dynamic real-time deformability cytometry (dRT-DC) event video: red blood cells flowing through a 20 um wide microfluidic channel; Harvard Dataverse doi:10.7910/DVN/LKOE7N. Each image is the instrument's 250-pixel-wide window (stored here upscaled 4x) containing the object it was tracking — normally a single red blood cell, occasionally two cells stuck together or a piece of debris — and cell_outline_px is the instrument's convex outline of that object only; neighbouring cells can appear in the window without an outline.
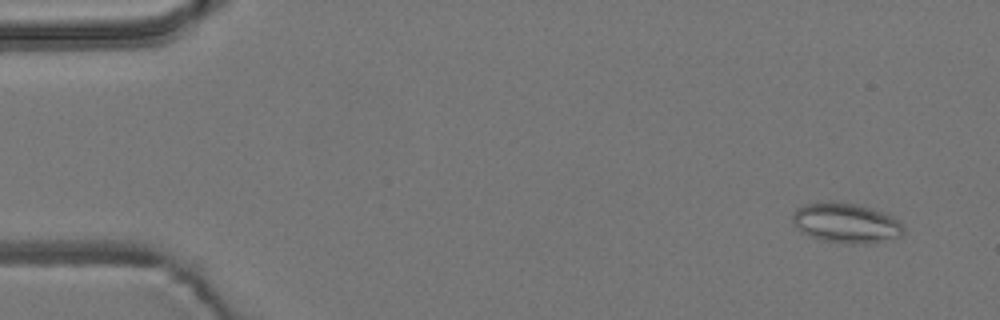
{"species": "common noctule bat (a hibernating species)", "species_latin": "Nyctalus noctula", "temperature_condition": "room temperature", "stored_images_in_passage": 55, "camera_frame_rate_fps": 3000, "um_per_image_px": 0.085, "animal": {"sex": "male", "body_mass_g": 19.2, "forearm_length_mm": 51.8}, "frame": {"image": 1, "passage_image": 3, "time_ms": 0.667, "image_size_px": [1000, 320], "cell_outline_px": [[904, 232], [900, 236], [868, 244], [848, 244], [820, 240], [808, 236], [800, 232], [792, 224], [792, 212], [796, 208], [804, 204], [828, 200], [832, 200], [856, 204], [872, 208], [904, 224]], "centroid_in_image_um": [71.82, 18.95], "position_along_channel_um": 13.2, "area_um2": 26.24}}
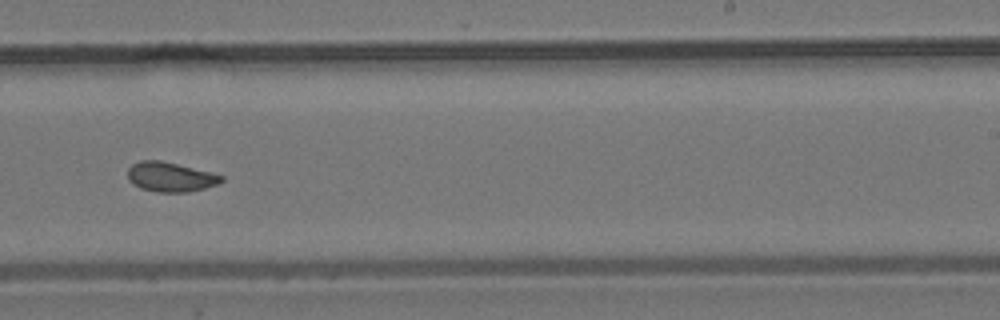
{"frame": {"image": 2, "passage_image": 34, "time_ms": 11.0, "image_size_px": [1000, 320], "cell_outline_px": [[224, 180], [216, 184], [204, 188], [188, 192], [156, 192], [140, 188], [132, 184], [128, 180], [128, 168], [132, 164], [140, 160], [160, 160], [212, 172], [224, 176]], "centroid_in_image_um": [14.46, 15.04], "position_along_channel_um": 274.5, "area_um2": 16.24}}
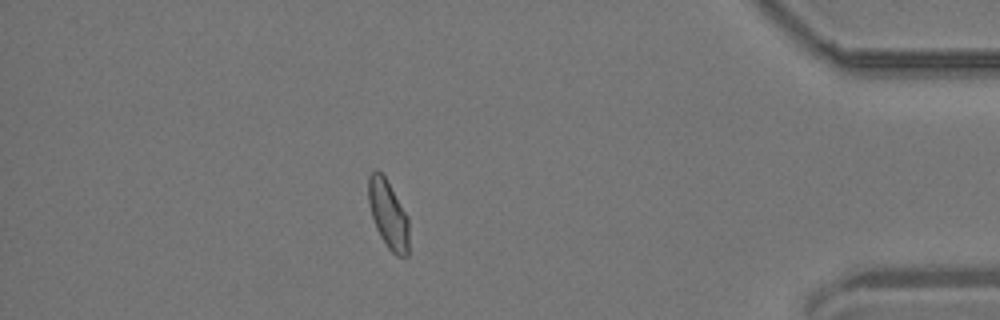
{"frame": {"image": 3, "passage_image": 48, "time_ms": 15.667, "image_size_px": [1000, 320], "cell_outline_px": [[408, 256], [396, 256], [388, 248], [380, 236], [376, 228], [372, 216], [368, 200], [368, 176], [376, 168], [384, 176], [408, 216]], "centroid_in_image_um": [32.99, 18.22], "position_along_channel_um": 402.2, "area_um2": 16.01}, "authors_computed_cell_mechanics": {"area_um2": 16.3574, "velocity_mm_per_s": 3.7054, "shape_relaxation_time_tau1_ms": null, "shape_relaxation_time_tau2_ms": 1.4556, "deformation_change_tau1": null, "deformation_change_tau2": 0.07}}